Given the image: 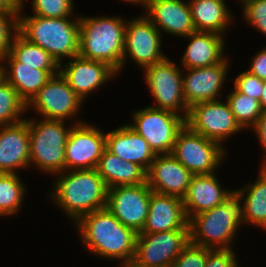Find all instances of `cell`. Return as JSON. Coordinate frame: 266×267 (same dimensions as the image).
Instances as JSON below:
<instances>
[{"label":"cell","mask_w":266,"mask_h":267,"mask_svg":"<svg viewBox=\"0 0 266 267\" xmlns=\"http://www.w3.org/2000/svg\"><path fill=\"white\" fill-rule=\"evenodd\" d=\"M0 84L5 80V65L1 64L4 60L0 57ZM3 65V66H2Z\"/></svg>","instance_id":"43"},{"label":"cell","mask_w":266,"mask_h":267,"mask_svg":"<svg viewBox=\"0 0 266 267\" xmlns=\"http://www.w3.org/2000/svg\"><path fill=\"white\" fill-rule=\"evenodd\" d=\"M27 111L26 103L19 97L17 91L9 82L0 84V126L18 123L22 113Z\"/></svg>","instance_id":"32"},{"label":"cell","mask_w":266,"mask_h":267,"mask_svg":"<svg viewBox=\"0 0 266 267\" xmlns=\"http://www.w3.org/2000/svg\"><path fill=\"white\" fill-rule=\"evenodd\" d=\"M243 197L232 190L222 204L193 215L188 221L189 242L210 249H230L240 224L245 223L240 202Z\"/></svg>","instance_id":"2"},{"label":"cell","mask_w":266,"mask_h":267,"mask_svg":"<svg viewBox=\"0 0 266 267\" xmlns=\"http://www.w3.org/2000/svg\"><path fill=\"white\" fill-rule=\"evenodd\" d=\"M72 60L64 64V67L60 65L59 72L82 100L117 73L104 62L80 56L73 57Z\"/></svg>","instance_id":"17"},{"label":"cell","mask_w":266,"mask_h":267,"mask_svg":"<svg viewBox=\"0 0 266 267\" xmlns=\"http://www.w3.org/2000/svg\"><path fill=\"white\" fill-rule=\"evenodd\" d=\"M243 17L252 26L266 35V0H242Z\"/></svg>","instance_id":"36"},{"label":"cell","mask_w":266,"mask_h":267,"mask_svg":"<svg viewBox=\"0 0 266 267\" xmlns=\"http://www.w3.org/2000/svg\"><path fill=\"white\" fill-rule=\"evenodd\" d=\"M238 191L243 196L247 194L243 202L245 223L266 229V165L261 166L258 178L251 186Z\"/></svg>","instance_id":"28"},{"label":"cell","mask_w":266,"mask_h":267,"mask_svg":"<svg viewBox=\"0 0 266 267\" xmlns=\"http://www.w3.org/2000/svg\"><path fill=\"white\" fill-rule=\"evenodd\" d=\"M105 148L123 161L141 166L146 172L156 156L149 143L129 124L106 133Z\"/></svg>","instance_id":"22"},{"label":"cell","mask_w":266,"mask_h":267,"mask_svg":"<svg viewBox=\"0 0 266 267\" xmlns=\"http://www.w3.org/2000/svg\"><path fill=\"white\" fill-rule=\"evenodd\" d=\"M126 21L121 17H79V56L121 71Z\"/></svg>","instance_id":"4"},{"label":"cell","mask_w":266,"mask_h":267,"mask_svg":"<svg viewBox=\"0 0 266 267\" xmlns=\"http://www.w3.org/2000/svg\"><path fill=\"white\" fill-rule=\"evenodd\" d=\"M234 81V87L237 91L260 101L263 90V80L245 71L239 74Z\"/></svg>","instance_id":"37"},{"label":"cell","mask_w":266,"mask_h":267,"mask_svg":"<svg viewBox=\"0 0 266 267\" xmlns=\"http://www.w3.org/2000/svg\"><path fill=\"white\" fill-rule=\"evenodd\" d=\"M105 146V133L92 125L77 121L71 126L65 145V172L96 169Z\"/></svg>","instance_id":"13"},{"label":"cell","mask_w":266,"mask_h":267,"mask_svg":"<svg viewBox=\"0 0 266 267\" xmlns=\"http://www.w3.org/2000/svg\"><path fill=\"white\" fill-rule=\"evenodd\" d=\"M145 16L162 33L179 37L189 36L196 31L189 3L182 0H149Z\"/></svg>","instance_id":"20"},{"label":"cell","mask_w":266,"mask_h":267,"mask_svg":"<svg viewBox=\"0 0 266 267\" xmlns=\"http://www.w3.org/2000/svg\"><path fill=\"white\" fill-rule=\"evenodd\" d=\"M189 243V230L137 233L133 261L143 267H170Z\"/></svg>","instance_id":"11"},{"label":"cell","mask_w":266,"mask_h":267,"mask_svg":"<svg viewBox=\"0 0 266 267\" xmlns=\"http://www.w3.org/2000/svg\"><path fill=\"white\" fill-rule=\"evenodd\" d=\"M18 15V33L47 51L59 65L64 57L79 56V18Z\"/></svg>","instance_id":"5"},{"label":"cell","mask_w":266,"mask_h":267,"mask_svg":"<svg viewBox=\"0 0 266 267\" xmlns=\"http://www.w3.org/2000/svg\"><path fill=\"white\" fill-rule=\"evenodd\" d=\"M135 122L129 124L157 154H170L177 134L185 126V118L169 110L146 107L132 114Z\"/></svg>","instance_id":"7"},{"label":"cell","mask_w":266,"mask_h":267,"mask_svg":"<svg viewBox=\"0 0 266 267\" xmlns=\"http://www.w3.org/2000/svg\"><path fill=\"white\" fill-rule=\"evenodd\" d=\"M25 189L17 173H0V216L17 213Z\"/></svg>","instance_id":"30"},{"label":"cell","mask_w":266,"mask_h":267,"mask_svg":"<svg viewBox=\"0 0 266 267\" xmlns=\"http://www.w3.org/2000/svg\"><path fill=\"white\" fill-rule=\"evenodd\" d=\"M126 2H130V3H140L143 4L144 7H147L148 1L149 0H125Z\"/></svg>","instance_id":"44"},{"label":"cell","mask_w":266,"mask_h":267,"mask_svg":"<svg viewBox=\"0 0 266 267\" xmlns=\"http://www.w3.org/2000/svg\"><path fill=\"white\" fill-rule=\"evenodd\" d=\"M171 154L192 174H212L223 162L225 150L218 142L192 131L186 124L179 131Z\"/></svg>","instance_id":"8"},{"label":"cell","mask_w":266,"mask_h":267,"mask_svg":"<svg viewBox=\"0 0 266 267\" xmlns=\"http://www.w3.org/2000/svg\"><path fill=\"white\" fill-rule=\"evenodd\" d=\"M182 199L152 191L148 216L140 233L189 230Z\"/></svg>","instance_id":"19"},{"label":"cell","mask_w":266,"mask_h":267,"mask_svg":"<svg viewBox=\"0 0 266 267\" xmlns=\"http://www.w3.org/2000/svg\"><path fill=\"white\" fill-rule=\"evenodd\" d=\"M76 222L83 244L93 254L123 263L134 259L137 233L107 208L83 215Z\"/></svg>","instance_id":"1"},{"label":"cell","mask_w":266,"mask_h":267,"mask_svg":"<svg viewBox=\"0 0 266 267\" xmlns=\"http://www.w3.org/2000/svg\"><path fill=\"white\" fill-rule=\"evenodd\" d=\"M23 0H0V10L19 14L22 12Z\"/></svg>","instance_id":"41"},{"label":"cell","mask_w":266,"mask_h":267,"mask_svg":"<svg viewBox=\"0 0 266 267\" xmlns=\"http://www.w3.org/2000/svg\"><path fill=\"white\" fill-rule=\"evenodd\" d=\"M152 189L146 183L108 189L106 208L126 227L140 233L145 225Z\"/></svg>","instance_id":"12"},{"label":"cell","mask_w":266,"mask_h":267,"mask_svg":"<svg viewBox=\"0 0 266 267\" xmlns=\"http://www.w3.org/2000/svg\"><path fill=\"white\" fill-rule=\"evenodd\" d=\"M30 166L28 121L0 126V173Z\"/></svg>","instance_id":"21"},{"label":"cell","mask_w":266,"mask_h":267,"mask_svg":"<svg viewBox=\"0 0 266 267\" xmlns=\"http://www.w3.org/2000/svg\"><path fill=\"white\" fill-rule=\"evenodd\" d=\"M193 175L171 153L157 154L146 172V182L154 192L182 199Z\"/></svg>","instance_id":"16"},{"label":"cell","mask_w":266,"mask_h":267,"mask_svg":"<svg viewBox=\"0 0 266 267\" xmlns=\"http://www.w3.org/2000/svg\"><path fill=\"white\" fill-rule=\"evenodd\" d=\"M228 59L202 68L187 69L188 75L182 77L183 93L187 106L217 100L220 88L228 71Z\"/></svg>","instance_id":"18"},{"label":"cell","mask_w":266,"mask_h":267,"mask_svg":"<svg viewBox=\"0 0 266 267\" xmlns=\"http://www.w3.org/2000/svg\"><path fill=\"white\" fill-rule=\"evenodd\" d=\"M227 102L231 112L234 114L236 122L240 127H253L262 114L260 101L249 95L240 93L235 88L227 95Z\"/></svg>","instance_id":"31"},{"label":"cell","mask_w":266,"mask_h":267,"mask_svg":"<svg viewBox=\"0 0 266 267\" xmlns=\"http://www.w3.org/2000/svg\"><path fill=\"white\" fill-rule=\"evenodd\" d=\"M3 60L9 63V70L7 67L5 69V80L17 91L26 105L53 75L59 73V70H38L19 66V62L10 53L5 55Z\"/></svg>","instance_id":"25"},{"label":"cell","mask_w":266,"mask_h":267,"mask_svg":"<svg viewBox=\"0 0 266 267\" xmlns=\"http://www.w3.org/2000/svg\"><path fill=\"white\" fill-rule=\"evenodd\" d=\"M188 3L196 31L223 35L222 32L233 21L224 0H191Z\"/></svg>","instance_id":"27"},{"label":"cell","mask_w":266,"mask_h":267,"mask_svg":"<svg viewBox=\"0 0 266 267\" xmlns=\"http://www.w3.org/2000/svg\"><path fill=\"white\" fill-rule=\"evenodd\" d=\"M144 70L149 90L156 101V105L152 107L169 110L176 114L183 110L186 119L189 107L184 99L183 71L168 57L145 67Z\"/></svg>","instance_id":"9"},{"label":"cell","mask_w":266,"mask_h":267,"mask_svg":"<svg viewBox=\"0 0 266 267\" xmlns=\"http://www.w3.org/2000/svg\"><path fill=\"white\" fill-rule=\"evenodd\" d=\"M56 174L60 178L54 183L51 200L73 221L106 208L108 188L96 169L67 170L66 174L64 171Z\"/></svg>","instance_id":"3"},{"label":"cell","mask_w":266,"mask_h":267,"mask_svg":"<svg viewBox=\"0 0 266 267\" xmlns=\"http://www.w3.org/2000/svg\"><path fill=\"white\" fill-rule=\"evenodd\" d=\"M96 170L107 188L146 183V171L139 165L123 161L106 148L99 159Z\"/></svg>","instance_id":"26"},{"label":"cell","mask_w":266,"mask_h":267,"mask_svg":"<svg viewBox=\"0 0 266 267\" xmlns=\"http://www.w3.org/2000/svg\"><path fill=\"white\" fill-rule=\"evenodd\" d=\"M84 101L60 74L53 75L27 104L33 105L44 119L64 120L75 117Z\"/></svg>","instance_id":"15"},{"label":"cell","mask_w":266,"mask_h":267,"mask_svg":"<svg viewBox=\"0 0 266 267\" xmlns=\"http://www.w3.org/2000/svg\"><path fill=\"white\" fill-rule=\"evenodd\" d=\"M122 264H123L122 267H143V266H140L137 263H135L133 260L126 262V263H122Z\"/></svg>","instance_id":"45"},{"label":"cell","mask_w":266,"mask_h":267,"mask_svg":"<svg viewBox=\"0 0 266 267\" xmlns=\"http://www.w3.org/2000/svg\"><path fill=\"white\" fill-rule=\"evenodd\" d=\"M252 128L255 130L260 144L266 153V111H262V114L260 115V117ZM262 165H266V159L264 164Z\"/></svg>","instance_id":"40"},{"label":"cell","mask_w":266,"mask_h":267,"mask_svg":"<svg viewBox=\"0 0 266 267\" xmlns=\"http://www.w3.org/2000/svg\"><path fill=\"white\" fill-rule=\"evenodd\" d=\"M35 16L63 18L73 16L72 0H31Z\"/></svg>","instance_id":"33"},{"label":"cell","mask_w":266,"mask_h":267,"mask_svg":"<svg viewBox=\"0 0 266 267\" xmlns=\"http://www.w3.org/2000/svg\"><path fill=\"white\" fill-rule=\"evenodd\" d=\"M18 15L0 10V57L2 58L9 53L12 41L18 32Z\"/></svg>","instance_id":"34"},{"label":"cell","mask_w":266,"mask_h":267,"mask_svg":"<svg viewBox=\"0 0 266 267\" xmlns=\"http://www.w3.org/2000/svg\"><path fill=\"white\" fill-rule=\"evenodd\" d=\"M185 124L192 131L221 145L230 135L242 130L228 102L223 103L218 99L192 105Z\"/></svg>","instance_id":"10"},{"label":"cell","mask_w":266,"mask_h":267,"mask_svg":"<svg viewBox=\"0 0 266 267\" xmlns=\"http://www.w3.org/2000/svg\"><path fill=\"white\" fill-rule=\"evenodd\" d=\"M248 72L266 81V48L254 56Z\"/></svg>","instance_id":"39"},{"label":"cell","mask_w":266,"mask_h":267,"mask_svg":"<svg viewBox=\"0 0 266 267\" xmlns=\"http://www.w3.org/2000/svg\"><path fill=\"white\" fill-rule=\"evenodd\" d=\"M230 190L223 189L215 173L193 175L182 198L188 220L198 213L222 204Z\"/></svg>","instance_id":"23"},{"label":"cell","mask_w":266,"mask_h":267,"mask_svg":"<svg viewBox=\"0 0 266 267\" xmlns=\"http://www.w3.org/2000/svg\"><path fill=\"white\" fill-rule=\"evenodd\" d=\"M210 248L188 243L170 267H205Z\"/></svg>","instance_id":"35"},{"label":"cell","mask_w":266,"mask_h":267,"mask_svg":"<svg viewBox=\"0 0 266 267\" xmlns=\"http://www.w3.org/2000/svg\"><path fill=\"white\" fill-rule=\"evenodd\" d=\"M9 53L19 62V66H29L38 70H58L60 65L43 48L22 37L18 32L12 41Z\"/></svg>","instance_id":"29"},{"label":"cell","mask_w":266,"mask_h":267,"mask_svg":"<svg viewBox=\"0 0 266 267\" xmlns=\"http://www.w3.org/2000/svg\"><path fill=\"white\" fill-rule=\"evenodd\" d=\"M28 121L29 163L48 173L65 172V145L71 130L64 120Z\"/></svg>","instance_id":"6"},{"label":"cell","mask_w":266,"mask_h":267,"mask_svg":"<svg viewBox=\"0 0 266 267\" xmlns=\"http://www.w3.org/2000/svg\"><path fill=\"white\" fill-rule=\"evenodd\" d=\"M182 58L185 69L202 68L222 62L225 48L224 37L214 32L194 31Z\"/></svg>","instance_id":"24"},{"label":"cell","mask_w":266,"mask_h":267,"mask_svg":"<svg viewBox=\"0 0 266 267\" xmlns=\"http://www.w3.org/2000/svg\"><path fill=\"white\" fill-rule=\"evenodd\" d=\"M161 39V32L145 15L126 22L121 69L126 64V55L142 68L164 60L166 55L160 51Z\"/></svg>","instance_id":"14"},{"label":"cell","mask_w":266,"mask_h":267,"mask_svg":"<svg viewBox=\"0 0 266 267\" xmlns=\"http://www.w3.org/2000/svg\"><path fill=\"white\" fill-rule=\"evenodd\" d=\"M205 267H239L235 252L230 249H211L207 253Z\"/></svg>","instance_id":"38"},{"label":"cell","mask_w":266,"mask_h":267,"mask_svg":"<svg viewBox=\"0 0 266 267\" xmlns=\"http://www.w3.org/2000/svg\"><path fill=\"white\" fill-rule=\"evenodd\" d=\"M260 106L262 111H266V81H263V90L260 99Z\"/></svg>","instance_id":"42"}]
</instances>
